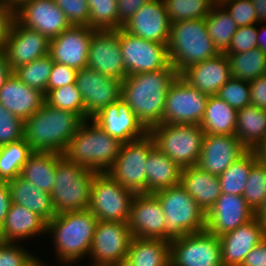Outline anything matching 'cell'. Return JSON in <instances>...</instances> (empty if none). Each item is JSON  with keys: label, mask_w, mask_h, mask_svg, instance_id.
<instances>
[{"label": "cell", "mask_w": 266, "mask_h": 266, "mask_svg": "<svg viewBox=\"0 0 266 266\" xmlns=\"http://www.w3.org/2000/svg\"><path fill=\"white\" fill-rule=\"evenodd\" d=\"M178 76L169 64L159 71L128 75L122 81L121 97L147 131L162 124L166 94Z\"/></svg>", "instance_id": "1"}, {"label": "cell", "mask_w": 266, "mask_h": 266, "mask_svg": "<svg viewBox=\"0 0 266 266\" xmlns=\"http://www.w3.org/2000/svg\"><path fill=\"white\" fill-rule=\"evenodd\" d=\"M98 220L89 209L56 214L47 223V235L53 238L56 261L62 266L77 264L89 252Z\"/></svg>", "instance_id": "2"}, {"label": "cell", "mask_w": 266, "mask_h": 266, "mask_svg": "<svg viewBox=\"0 0 266 266\" xmlns=\"http://www.w3.org/2000/svg\"><path fill=\"white\" fill-rule=\"evenodd\" d=\"M83 122L78 113L54 108L44 102L24 121V139L33 151L63 154Z\"/></svg>", "instance_id": "3"}, {"label": "cell", "mask_w": 266, "mask_h": 266, "mask_svg": "<svg viewBox=\"0 0 266 266\" xmlns=\"http://www.w3.org/2000/svg\"><path fill=\"white\" fill-rule=\"evenodd\" d=\"M121 145L92 119H86L70 139L63 156L94 172L104 173L114 164Z\"/></svg>", "instance_id": "4"}, {"label": "cell", "mask_w": 266, "mask_h": 266, "mask_svg": "<svg viewBox=\"0 0 266 266\" xmlns=\"http://www.w3.org/2000/svg\"><path fill=\"white\" fill-rule=\"evenodd\" d=\"M167 47L170 64L179 74L188 66L220 53L207 32L205 18L171 23Z\"/></svg>", "instance_id": "5"}, {"label": "cell", "mask_w": 266, "mask_h": 266, "mask_svg": "<svg viewBox=\"0 0 266 266\" xmlns=\"http://www.w3.org/2000/svg\"><path fill=\"white\" fill-rule=\"evenodd\" d=\"M154 195L165 214L164 240L170 242L206 230V213L181 184L159 190Z\"/></svg>", "instance_id": "6"}, {"label": "cell", "mask_w": 266, "mask_h": 266, "mask_svg": "<svg viewBox=\"0 0 266 266\" xmlns=\"http://www.w3.org/2000/svg\"><path fill=\"white\" fill-rule=\"evenodd\" d=\"M96 173L64 156L57 162L56 179L51 192L56 214L88 209Z\"/></svg>", "instance_id": "7"}, {"label": "cell", "mask_w": 266, "mask_h": 266, "mask_svg": "<svg viewBox=\"0 0 266 266\" xmlns=\"http://www.w3.org/2000/svg\"><path fill=\"white\" fill-rule=\"evenodd\" d=\"M148 133L155 147L182 169L197 165L205 134L200 125L162 123Z\"/></svg>", "instance_id": "8"}, {"label": "cell", "mask_w": 266, "mask_h": 266, "mask_svg": "<svg viewBox=\"0 0 266 266\" xmlns=\"http://www.w3.org/2000/svg\"><path fill=\"white\" fill-rule=\"evenodd\" d=\"M135 192L124 188L107 172L96 173L88 209L98 221L126 222Z\"/></svg>", "instance_id": "9"}, {"label": "cell", "mask_w": 266, "mask_h": 266, "mask_svg": "<svg viewBox=\"0 0 266 266\" xmlns=\"http://www.w3.org/2000/svg\"><path fill=\"white\" fill-rule=\"evenodd\" d=\"M155 148L149 133L136 140L122 143L119 154L107 173L136 194L146 193V161Z\"/></svg>", "instance_id": "10"}, {"label": "cell", "mask_w": 266, "mask_h": 266, "mask_svg": "<svg viewBox=\"0 0 266 266\" xmlns=\"http://www.w3.org/2000/svg\"><path fill=\"white\" fill-rule=\"evenodd\" d=\"M208 98L178 76L166 94L162 123L200 125Z\"/></svg>", "instance_id": "11"}, {"label": "cell", "mask_w": 266, "mask_h": 266, "mask_svg": "<svg viewBox=\"0 0 266 266\" xmlns=\"http://www.w3.org/2000/svg\"><path fill=\"white\" fill-rule=\"evenodd\" d=\"M119 44L127 75L155 72L169 64L168 47L147 41L119 28Z\"/></svg>", "instance_id": "12"}, {"label": "cell", "mask_w": 266, "mask_h": 266, "mask_svg": "<svg viewBox=\"0 0 266 266\" xmlns=\"http://www.w3.org/2000/svg\"><path fill=\"white\" fill-rule=\"evenodd\" d=\"M170 266H223L219 237L204 230L170 241Z\"/></svg>", "instance_id": "13"}, {"label": "cell", "mask_w": 266, "mask_h": 266, "mask_svg": "<svg viewBox=\"0 0 266 266\" xmlns=\"http://www.w3.org/2000/svg\"><path fill=\"white\" fill-rule=\"evenodd\" d=\"M132 238L126 222L98 221L89 252L91 266H113L127 258Z\"/></svg>", "instance_id": "14"}, {"label": "cell", "mask_w": 266, "mask_h": 266, "mask_svg": "<svg viewBox=\"0 0 266 266\" xmlns=\"http://www.w3.org/2000/svg\"><path fill=\"white\" fill-rule=\"evenodd\" d=\"M75 84L83 99L85 120L121 98V80L102 75L89 67L77 70Z\"/></svg>", "instance_id": "15"}, {"label": "cell", "mask_w": 266, "mask_h": 266, "mask_svg": "<svg viewBox=\"0 0 266 266\" xmlns=\"http://www.w3.org/2000/svg\"><path fill=\"white\" fill-rule=\"evenodd\" d=\"M15 20L49 40L71 26L54 0H26L15 9Z\"/></svg>", "instance_id": "16"}, {"label": "cell", "mask_w": 266, "mask_h": 266, "mask_svg": "<svg viewBox=\"0 0 266 266\" xmlns=\"http://www.w3.org/2000/svg\"><path fill=\"white\" fill-rule=\"evenodd\" d=\"M87 67L121 81L128 76L119 44V29L94 31Z\"/></svg>", "instance_id": "17"}, {"label": "cell", "mask_w": 266, "mask_h": 266, "mask_svg": "<svg viewBox=\"0 0 266 266\" xmlns=\"http://www.w3.org/2000/svg\"><path fill=\"white\" fill-rule=\"evenodd\" d=\"M95 29L71 25L60 35L50 39L49 55L58 62L76 70L87 67L89 45Z\"/></svg>", "instance_id": "18"}, {"label": "cell", "mask_w": 266, "mask_h": 266, "mask_svg": "<svg viewBox=\"0 0 266 266\" xmlns=\"http://www.w3.org/2000/svg\"><path fill=\"white\" fill-rule=\"evenodd\" d=\"M254 217L255 212L243 196L221 193L206 214V230L220 237Z\"/></svg>", "instance_id": "19"}, {"label": "cell", "mask_w": 266, "mask_h": 266, "mask_svg": "<svg viewBox=\"0 0 266 266\" xmlns=\"http://www.w3.org/2000/svg\"><path fill=\"white\" fill-rule=\"evenodd\" d=\"M125 31L147 41L168 45L171 22L163 0H150L122 27Z\"/></svg>", "instance_id": "20"}, {"label": "cell", "mask_w": 266, "mask_h": 266, "mask_svg": "<svg viewBox=\"0 0 266 266\" xmlns=\"http://www.w3.org/2000/svg\"><path fill=\"white\" fill-rule=\"evenodd\" d=\"M165 221L162 205L154 194L134 196L127 221L133 237L164 240Z\"/></svg>", "instance_id": "21"}, {"label": "cell", "mask_w": 266, "mask_h": 266, "mask_svg": "<svg viewBox=\"0 0 266 266\" xmlns=\"http://www.w3.org/2000/svg\"><path fill=\"white\" fill-rule=\"evenodd\" d=\"M50 40L38 31L13 23L9 38L4 45V52L9 66L14 71L35 59L49 54Z\"/></svg>", "instance_id": "22"}, {"label": "cell", "mask_w": 266, "mask_h": 266, "mask_svg": "<svg viewBox=\"0 0 266 266\" xmlns=\"http://www.w3.org/2000/svg\"><path fill=\"white\" fill-rule=\"evenodd\" d=\"M247 150L235 135L204 134L196 166L209 174L219 176Z\"/></svg>", "instance_id": "23"}, {"label": "cell", "mask_w": 266, "mask_h": 266, "mask_svg": "<svg viewBox=\"0 0 266 266\" xmlns=\"http://www.w3.org/2000/svg\"><path fill=\"white\" fill-rule=\"evenodd\" d=\"M91 119L121 143L136 140L148 133L122 97L102 108Z\"/></svg>", "instance_id": "24"}, {"label": "cell", "mask_w": 266, "mask_h": 266, "mask_svg": "<svg viewBox=\"0 0 266 266\" xmlns=\"http://www.w3.org/2000/svg\"><path fill=\"white\" fill-rule=\"evenodd\" d=\"M266 237L256 217L219 237L223 266H240L246 255Z\"/></svg>", "instance_id": "25"}, {"label": "cell", "mask_w": 266, "mask_h": 266, "mask_svg": "<svg viewBox=\"0 0 266 266\" xmlns=\"http://www.w3.org/2000/svg\"><path fill=\"white\" fill-rule=\"evenodd\" d=\"M179 76L208 96L217 95L231 78L229 60L224 53L185 68Z\"/></svg>", "instance_id": "26"}, {"label": "cell", "mask_w": 266, "mask_h": 266, "mask_svg": "<svg viewBox=\"0 0 266 266\" xmlns=\"http://www.w3.org/2000/svg\"><path fill=\"white\" fill-rule=\"evenodd\" d=\"M46 234L47 222L41 216L24 206L11 203L0 229V241L18 243Z\"/></svg>", "instance_id": "27"}, {"label": "cell", "mask_w": 266, "mask_h": 266, "mask_svg": "<svg viewBox=\"0 0 266 266\" xmlns=\"http://www.w3.org/2000/svg\"><path fill=\"white\" fill-rule=\"evenodd\" d=\"M45 102V95L21 82L14 74L0 89V104L23 121L34 115Z\"/></svg>", "instance_id": "28"}, {"label": "cell", "mask_w": 266, "mask_h": 266, "mask_svg": "<svg viewBox=\"0 0 266 266\" xmlns=\"http://www.w3.org/2000/svg\"><path fill=\"white\" fill-rule=\"evenodd\" d=\"M180 184L206 214L221 195L218 176L209 174L198 166L183 168Z\"/></svg>", "instance_id": "29"}, {"label": "cell", "mask_w": 266, "mask_h": 266, "mask_svg": "<svg viewBox=\"0 0 266 266\" xmlns=\"http://www.w3.org/2000/svg\"><path fill=\"white\" fill-rule=\"evenodd\" d=\"M7 184L12 203L26 207L41 216L47 223L56 216L51 194L41 191L20 175L7 181Z\"/></svg>", "instance_id": "30"}, {"label": "cell", "mask_w": 266, "mask_h": 266, "mask_svg": "<svg viewBox=\"0 0 266 266\" xmlns=\"http://www.w3.org/2000/svg\"><path fill=\"white\" fill-rule=\"evenodd\" d=\"M146 194L180 184L182 168L156 147L146 161Z\"/></svg>", "instance_id": "31"}, {"label": "cell", "mask_w": 266, "mask_h": 266, "mask_svg": "<svg viewBox=\"0 0 266 266\" xmlns=\"http://www.w3.org/2000/svg\"><path fill=\"white\" fill-rule=\"evenodd\" d=\"M63 154L50 151H33L23 165L20 176L41 191L51 194L55 179L56 165Z\"/></svg>", "instance_id": "32"}, {"label": "cell", "mask_w": 266, "mask_h": 266, "mask_svg": "<svg viewBox=\"0 0 266 266\" xmlns=\"http://www.w3.org/2000/svg\"><path fill=\"white\" fill-rule=\"evenodd\" d=\"M238 110L218 96H209L200 127L205 134L235 135Z\"/></svg>", "instance_id": "33"}, {"label": "cell", "mask_w": 266, "mask_h": 266, "mask_svg": "<svg viewBox=\"0 0 266 266\" xmlns=\"http://www.w3.org/2000/svg\"><path fill=\"white\" fill-rule=\"evenodd\" d=\"M127 259L136 266H170V242L133 237Z\"/></svg>", "instance_id": "34"}, {"label": "cell", "mask_w": 266, "mask_h": 266, "mask_svg": "<svg viewBox=\"0 0 266 266\" xmlns=\"http://www.w3.org/2000/svg\"><path fill=\"white\" fill-rule=\"evenodd\" d=\"M266 136V110L249 105L238 110L235 137L255 150Z\"/></svg>", "instance_id": "35"}, {"label": "cell", "mask_w": 266, "mask_h": 266, "mask_svg": "<svg viewBox=\"0 0 266 266\" xmlns=\"http://www.w3.org/2000/svg\"><path fill=\"white\" fill-rule=\"evenodd\" d=\"M207 32L214 42V46L220 53H224L238 29V25L226 9L215 3L206 16Z\"/></svg>", "instance_id": "36"}, {"label": "cell", "mask_w": 266, "mask_h": 266, "mask_svg": "<svg viewBox=\"0 0 266 266\" xmlns=\"http://www.w3.org/2000/svg\"><path fill=\"white\" fill-rule=\"evenodd\" d=\"M255 150H247L240 158L232 163L221 175V193L243 195L251 167L258 161Z\"/></svg>", "instance_id": "37"}, {"label": "cell", "mask_w": 266, "mask_h": 266, "mask_svg": "<svg viewBox=\"0 0 266 266\" xmlns=\"http://www.w3.org/2000/svg\"><path fill=\"white\" fill-rule=\"evenodd\" d=\"M226 56L232 78L250 82L266 74V54L259 48Z\"/></svg>", "instance_id": "38"}, {"label": "cell", "mask_w": 266, "mask_h": 266, "mask_svg": "<svg viewBox=\"0 0 266 266\" xmlns=\"http://www.w3.org/2000/svg\"><path fill=\"white\" fill-rule=\"evenodd\" d=\"M32 152L33 150L24 138L0 146V181L7 182L18 177Z\"/></svg>", "instance_id": "39"}, {"label": "cell", "mask_w": 266, "mask_h": 266, "mask_svg": "<svg viewBox=\"0 0 266 266\" xmlns=\"http://www.w3.org/2000/svg\"><path fill=\"white\" fill-rule=\"evenodd\" d=\"M54 61L48 54L14 70V75L25 85L47 95V83Z\"/></svg>", "instance_id": "40"}, {"label": "cell", "mask_w": 266, "mask_h": 266, "mask_svg": "<svg viewBox=\"0 0 266 266\" xmlns=\"http://www.w3.org/2000/svg\"><path fill=\"white\" fill-rule=\"evenodd\" d=\"M171 23L182 20L206 18L215 2L213 0H163Z\"/></svg>", "instance_id": "41"}, {"label": "cell", "mask_w": 266, "mask_h": 266, "mask_svg": "<svg viewBox=\"0 0 266 266\" xmlns=\"http://www.w3.org/2000/svg\"><path fill=\"white\" fill-rule=\"evenodd\" d=\"M90 27L95 30H117L123 27L118 20V0H87Z\"/></svg>", "instance_id": "42"}, {"label": "cell", "mask_w": 266, "mask_h": 266, "mask_svg": "<svg viewBox=\"0 0 266 266\" xmlns=\"http://www.w3.org/2000/svg\"><path fill=\"white\" fill-rule=\"evenodd\" d=\"M45 102L54 108L78 113L85 120L83 99L75 83L51 90Z\"/></svg>", "instance_id": "43"}, {"label": "cell", "mask_w": 266, "mask_h": 266, "mask_svg": "<svg viewBox=\"0 0 266 266\" xmlns=\"http://www.w3.org/2000/svg\"><path fill=\"white\" fill-rule=\"evenodd\" d=\"M242 196L254 212H256L265 201L266 166L261 161L258 160L251 167Z\"/></svg>", "instance_id": "44"}, {"label": "cell", "mask_w": 266, "mask_h": 266, "mask_svg": "<svg viewBox=\"0 0 266 266\" xmlns=\"http://www.w3.org/2000/svg\"><path fill=\"white\" fill-rule=\"evenodd\" d=\"M220 99L236 110L251 105V92L248 81L230 78L218 91Z\"/></svg>", "instance_id": "45"}, {"label": "cell", "mask_w": 266, "mask_h": 266, "mask_svg": "<svg viewBox=\"0 0 266 266\" xmlns=\"http://www.w3.org/2000/svg\"><path fill=\"white\" fill-rule=\"evenodd\" d=\"M0 266H40L39 255L19 243L0 241Z\"/></svg>", "instance_id": "46"}, {"label": "cell", "mask_w": 266, "mask_h": 266, "mask_svg": "<svg viewBox=\"0 0 266 266\" xmlns=\"http://www.w3.org/2000/svg\"><path fill=\"white\" fill-rule=\"evenodd\" d=\"M24 138V121L0 104V146Z\"/></svg>", "instance_id": "47"}, {"label": "cell", "mask_w": 266, "mask_h": 266, "mask_svg": "<svg viewBox=\"0 0 266 266\" xmlns=\"http://www.w3.org/2000/svg\"><path fill=\"white\" fill-rule=\"evenodd\" d=\"M220 4L235 20L238 27L258 24V16L251 0H222Z\"/></svg>", "instance_id": "48"}, {"label": "cell", "mask_w": 266, "mask_h": 266, "mask_svg": "<svg viewBox=\"0 0 266 266\" xmlns=\"http://www.w3.org/2000/svg\"><path fill=\"white\" fill-rule=\"evenodd\" d=\"M258 25L259 24H252L238 27L224 54L243 53L258 48Z\"/></svg>", "instance_id": "49"}, {"label": "cell", "mask_w": 266, "mask_h": 266, "mask_svg": "<svg viewBox=\"0 0 266 266\" xmlns=\"http://www.w3.org/2000/svg\"><path fill=\"white\" fill-rule=\"evenodd\" d=\"M56 5L64 12L71 25L89 26L90 11L87 0H54Z\"/></svg>", "instance_id": "50"}, {"label": "cell", "mask_w": 266, "mask_h": 266, "mask_svg": "<svg viewBox=\"0 0 266 266\" xmlns=\"http://www.w3.org/2000/svg\"><path fill=\"white\" fill-rule=\"evenodd\" d=\"M77 70L64 64L54 62L47 83V94L56 88L76 82Z\"/></svg>", "instance_id": "51"}, {"label": "cell", "mask_w": 266, "mask_h": 266, "mask_svg": "<svg viewBox=\"0 0 266 266\" xmlns=\"http://www.w3.org/2000/svg\"><path fill=\"white\" fill-rule=\"evenodd\" d=\"M14 21L15 9L0 3V49H4V45L9 38Z\"/></svg>", "instance_id": "52"}, {"label": "cell", "mask_w": 266, "mask_h": 266, "mask_svg": "<svg viewBox=\"0 0 266 266\" xmlns=\"http://www.w3.org/2000/svg\"><path fill=\"white\" fill-rule=\"evenodd\" d=\"M251 105L266 110V74L249 82Z\"/></svg>", "instance_id": "53"}, {"label": "cell", "mask_w": 266, "mask_h": 266, "mask_svg": "<svg viewBox=\"0 0 266 266\" xmlns=\"http://www.w3.org/2000/svg\"><path fill=\"white\" fill-rule=\"evenodd\" d=\"M150 0H118V20L124 25L145 3Z\"/></svg>", "instance_id": "54"}, {"label": "cell", "mask_w": 266, "mask_h": 266, "mask_svg": "<svg viewBox=\"0 0 266 266\" xmlns=\"http://www.w3.org/2000/svg\"><path fill=\"white\" fill-rule=\"evenodd\" d=\"M240 266H266V237L246 255Z\"/></svg>", "instance_id": "55"}, {"label": "cell", "mask_w": 266, "mask_h": 266, "mask_svg": "<svg viewBox=\"0 0 266 266\" xmlns=\"http://www.w3.org/2000/svg\"><path fill=\"white\" fill-rule=\"evenodd\" d=\"M10 189L6 181H0V229L11 205Z\"/></svg>", "instance_id": "56"}, {"label": "cell", "mask_w": 266, "mask_h": 266, "mask_svg": "<svg viewBox=\"0 0 266 266\" xmlns=\"http://www.w3.org/2000/svg\"><path fill=\"white\" fill-rule=\"evenodd\" d=\"M14 74V71L9 66L5 52L0 49V89Z\"/></svg>", "instance_id": "57"}, {"label": "cell", "mask_w": 266, "mask_h": 266, "mask_svg": "<svg viewBox=\"0 0 266 266\" xmlns=\"http://www.w3.org/2000/svg\"><path fill=\"white\" fill-rule=\"evenodd\" d=\"M258 16V23L266 22V0H251Z\"/></svg>", "instance_id": "58"}, {"label": "cell", "mask_w": 266, "mask_h": 266, "mask_svg": "<svg viewBox=\"0 0 266 266\" xmlns=\"http://www.w3.org/2000/svg\"><path fill=\"white\" fill-rule=\"evenodd\" d=\"M262 27H258V37H257V43H258V48L261 49L265 54H266V22L258 23Z\"/></svg>", "instance_id": "59"}, {"label": "cell", "mask_w": 266, "mask_h": 266, "mask_svg": "<svg viewBox=\"0 0 266 266\" xmlns=\"http://www.w3.org/2000/svg\"><path fill=\"white\" fill-rule=\"evenodd\" d=\"M255 217L266 228V199L259 209L255 212Z\"/></svg>", "instance_id": "60"}, {"label": "cell", "mask_w": 266, "mask_h": 266, "mask_svg": "<svg viewBox=\"0 0 266 266\" xmlns=\"http://www.w3.org/2000/svg\"><path fill=\"white\" fill-rule=\"evenodd\" d=\"M259 161L266 166V149H255Z\"/></svg>", "instance_id": "61"}, {"label": "cell", "mask_w": 266, "mask_h": 266, "mask_svg": "<svg viewBox=\"0 0 266 266\" xmlns=\"http://www.w3.org/2000/svg\"><path fill=\"white\" fill-rule=\"evenodd\" d=\"M26 0H4V4L16 9L21 3Z\"/></svg>", "instance_id": "62"}, {"label": "cell", "mask_w": 266, "mask_h": 266, "mask_svg": "<svg viewBox=\"0 0 266 266\" xmlns=\"http://www.w3.org/2000/svg\"><path fill=\"white\" fill-rule=\"evenodd\" d=\"M113 266H136V265H134L133 263H131L127 258H125L124 260L116 263Z\"/></svg>", "instance_id": "63"}, {"label": "cell", "mask_w": 266, "mask_h": 266, "mask_svg": "<svg viewBox=\"0 0 266 266\" xmlns=\"http://www.w3.org/2000/svg\"><path fill=\"white\" fill-rule=\"evenodd\" d=\"M256 149H266V136Z\"/></svg>", "instance_id": "64"}, {"label": "cell", "mask_w": 266, "mask_h": 266, "mask_svg": "<svg viewBox=\"0 0 266 266\" xmlns=\"http://www.w3.org/2000/svg\"><path fill=\"white\" fill-rule=\"evenodd\" d=\"M44 261L42 260V259H40V257H39V264H40V266H47V265H45V262L43 263Z\"/></svg>", "instance_id": "65"}, {"label": "cell", "mask_w": 266, "mask_h": 266, "mask_svg": "<svg viewBox=\"0 0 266 266\" xmlns=\"http://www.w3.org/2000/svg\"><path fill=\"white\" fill-rule=\"evenodd\" d=\"M215 3H220L222 0H213Z\"/></svg>", "instance_id": "66"}]
</instances>
